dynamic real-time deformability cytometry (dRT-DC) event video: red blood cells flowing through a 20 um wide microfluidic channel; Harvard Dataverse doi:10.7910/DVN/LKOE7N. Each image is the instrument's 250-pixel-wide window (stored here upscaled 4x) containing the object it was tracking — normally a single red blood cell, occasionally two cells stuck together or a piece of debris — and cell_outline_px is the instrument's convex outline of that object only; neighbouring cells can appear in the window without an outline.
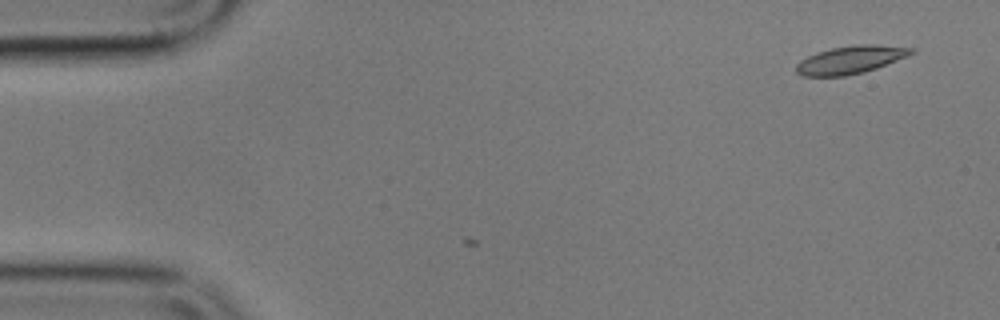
{"species": "common noctule bat (a hibernating species)", "species_latin": "Nyctalus noctula", "temperature_condition": "cold", "stored_images_in_passage": 4, "camera_frame_rate_fps": 3000, "um_per_image_px": 0.085, "animal": {"sex": "male", "body_mass_g": 17.9}, "frame": {"image": 1, "passage_image": 4, "time_ms": 1.0, "image_size_px": [1000, 320], "cell_outline_px": [[916, 52], [908, 56], [876, 68], [864, 72], [844, 76], [804, 76], [796, 72], [796, 64], [800, 60], [816, 52], [832, 48], [856, 44], [872, 44], [916, 48]], "centroid_in_image_um": [72.31, 5.07], "position_along_channel_um": 12.7, "area_um2": 18.73}}